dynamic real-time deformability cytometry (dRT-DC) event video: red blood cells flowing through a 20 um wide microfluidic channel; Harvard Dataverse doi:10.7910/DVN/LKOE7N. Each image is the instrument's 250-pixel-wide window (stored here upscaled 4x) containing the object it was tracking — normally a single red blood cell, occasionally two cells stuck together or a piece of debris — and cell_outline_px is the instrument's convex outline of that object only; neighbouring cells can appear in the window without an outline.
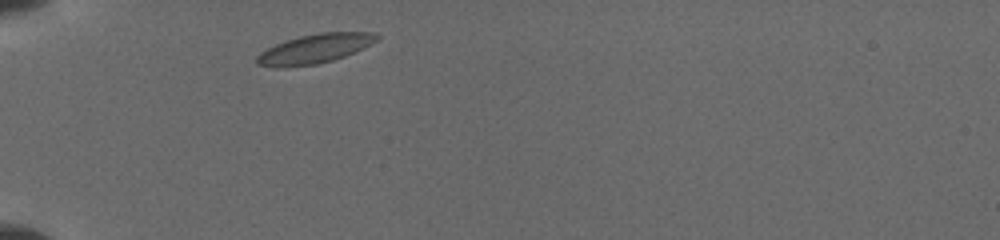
{"species": "common noctule bat (a hibernating species)", "species_latin": "Nyctalus noctula", "temperature_condition": "cold", "stored_images_in_passage": 13, "camera_frame_rate_fps": 3000, "um_per_image_px": 0.085, "animal": {"sex": "female", "body_mass_g": 19.5, "forearm_length_mm": 54.1}, "frame": {"image": 1, "passage_image": 1, "time_ms": 0.0, "image_size_px": [1000, 240], "cell_outline_px": [[380, 40], [356, 52], [332, 60], [316, 64], [280, 68], [276, 68], [256, 64], [256, 56], [260, 52], [276, 44], [300, 36], [320, 32], [372, 32], [380, 36]], "centroid_in_image_um": [26.78, 4.14], "position_along_channel_um": 58.2, "area_um2": 20.58}}
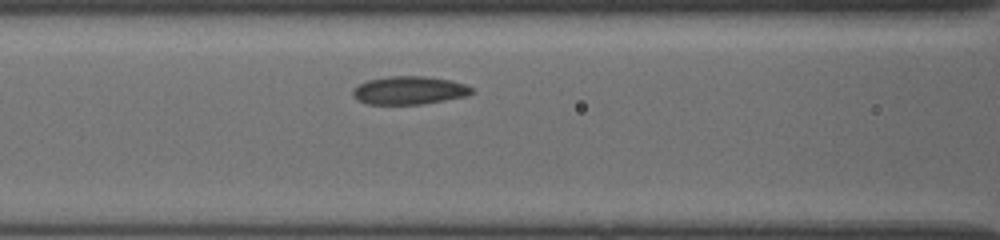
{"frame": {"image": 2, "passage_image": 6, "time_ms": 2.333, "image_size_px": [1000, 240], "cell_outline_px": [[476, 92], [468, 96], [420, 104], [368, 104], [352, 96], [352, 88], [368, 80], [388, 76], [424, 76], [452, 80], [464, 84], [472, 88]], "centroid_in_image_um": [34.81, 7.67], "position_along_channel_um": 131.8, "area_um2": 19.54}}
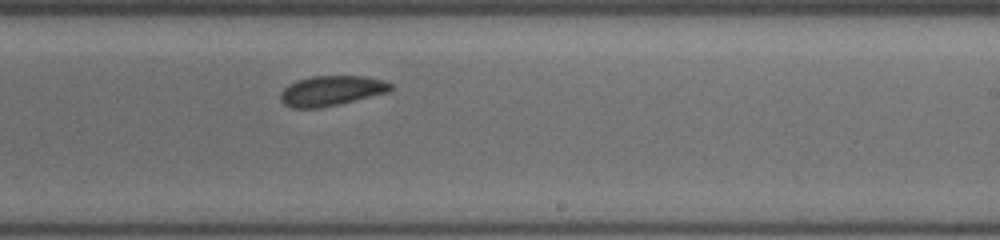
{"frame": {"image": 3, "passage_image": 13, "time_ms": 5.667, "image_size_px": [1000, 240], "cell_outline_px": [[392, 88], [388, 92], [340, 104], [320, 108], [292, 108], [284, 104], [280, 100], [280, 92], [288, 84], [296, 80], [312, 76], [364, 76], [384, 80], [392, 84]], "centroid_in_image_um": [28.14, 7.71], "position_along_channel_um": 260.9, "area_um2": 19.42}}